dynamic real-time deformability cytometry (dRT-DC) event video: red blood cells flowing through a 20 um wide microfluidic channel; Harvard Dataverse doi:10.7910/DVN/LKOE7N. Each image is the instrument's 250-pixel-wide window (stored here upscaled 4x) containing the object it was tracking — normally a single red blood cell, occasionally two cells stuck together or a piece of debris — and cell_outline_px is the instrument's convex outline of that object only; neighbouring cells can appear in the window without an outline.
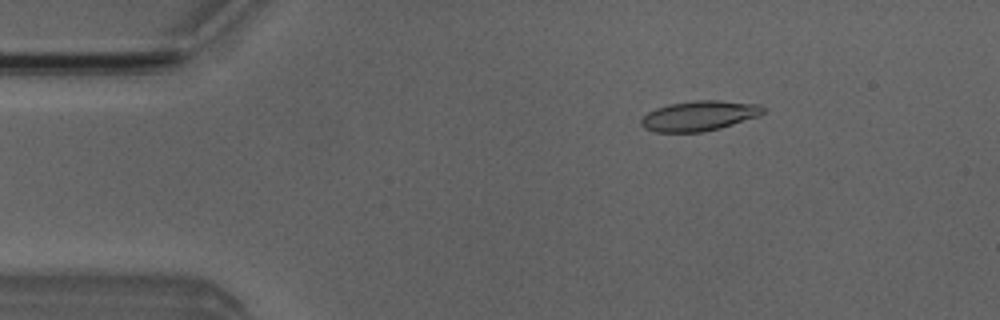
{"species": "Egyptian fruit bat (a non-hibernating species)", "species_latin": "Rousettus aegyptiacus", "temperature_condition": "room temperature", "stored_images_in_passage": 4, "camera_frame_rate_fps": 3000, "um_per_image_px": 0.085, "animal": {"sex": "male"}, "frame": {"image": 1, "passage_image": 3, "time_ms": 2.333, "image_size_px": [1000, 320], "cell_outline_px": [[764, 112], [760, 116], [720, 128], [704, 132], [656, 132], [644, 128], [640, 124], [640, 120], [648, 112], [656, 108], [668, 104], [696, 100], [720, 100], [760, 104], [764, 108]], "centroid_in_image_um": [59.44, 9.84], "position_along_channel_um": 25.6, "area_um2": 21.5}}